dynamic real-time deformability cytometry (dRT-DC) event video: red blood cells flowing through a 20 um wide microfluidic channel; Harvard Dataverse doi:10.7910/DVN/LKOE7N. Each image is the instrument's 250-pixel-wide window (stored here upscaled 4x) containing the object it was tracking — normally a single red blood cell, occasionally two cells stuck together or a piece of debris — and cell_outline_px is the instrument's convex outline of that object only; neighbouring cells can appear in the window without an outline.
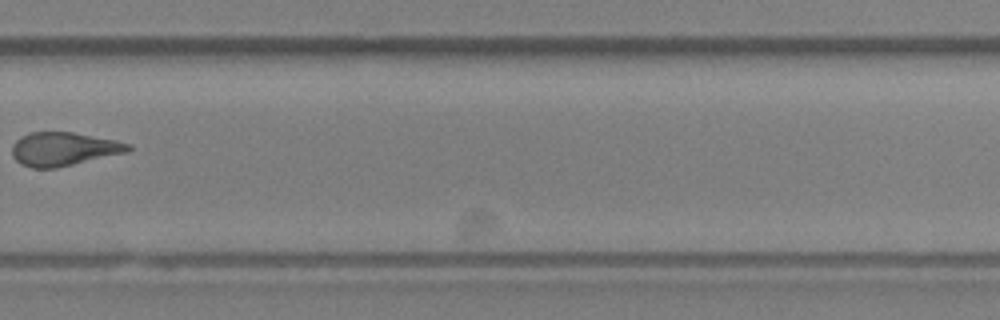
{"species": "Egyptian fruit bat (a non-hibernating species)", "species_latin": "Rousettus aegyptiacus", "temperature_condition": "room temperature", "stored_images_in_passage": 10, "camera_frame_rate_fps": 3000, "um_per_image_px": 0.085, "animal": {"sex": "female"}, "frame": {"image": 1, "passage_image": 10, "time_ms": 11.0, "image_size_px": [1000, 320], "cell_outline_px": [[132, 148], [128, 152], [56, 168], [32, 168], [20, 164], [12, 156], [12, 144], [20, 136], [28, 132], [72, 132], [116, 140], [132, 144]], "centroid_in_image_um": [5.4, 12.66], "position_along_channel_um": 324.4, "area_um2": 22.89}}